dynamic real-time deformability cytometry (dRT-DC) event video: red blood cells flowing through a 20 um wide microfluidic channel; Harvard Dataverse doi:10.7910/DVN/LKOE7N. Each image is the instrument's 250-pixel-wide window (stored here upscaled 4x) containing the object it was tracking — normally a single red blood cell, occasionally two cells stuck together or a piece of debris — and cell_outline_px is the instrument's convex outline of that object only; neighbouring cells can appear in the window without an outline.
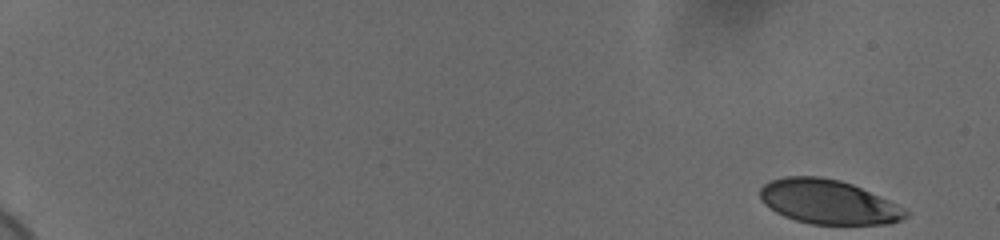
{"species": "human", "species_latin": "Homo sapiens", "temperature_condition": "cold", "stored_images_in_passage": 56, "camera_frame_rate_fps": 3000, "um_per_image_px": 0.085, "donor": {"sex": "female"}, "frame": {"image": 1, "passage_image": 1, "time_ms": 0.0, "image_size_px": [1000, 240], "cell_outline_px": [[908, 216], [900, 220], [888, 224], [812, 224], [796, 220], [784, 216], [776, 212], [764, 204], [760, 200], [760, 188], [768, 180], [784, 176], [820, 176], [840, 180], [852, 184], [888, 200], [904, 208], [908, 212]], "centroid_in_image_um": [70.36, 17.15], "position_along_channel_um": 14.6, "area_um2": 37.57}}
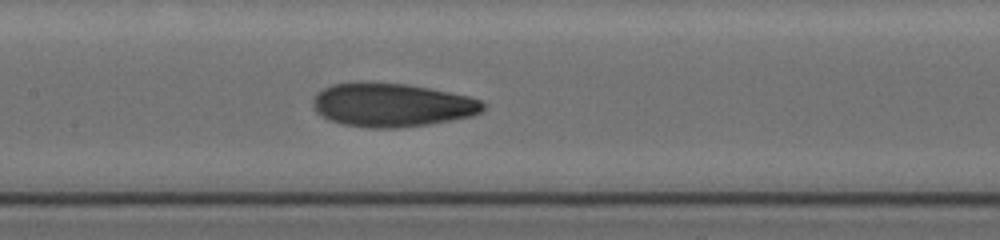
{"frame": {"image": 2, "passage_image": 30, "time_ms": 9.667, "image_size_px": [1000, 240], "cell_outline_px": [[484, 108], [480, 112], [472, 116], [428, 124], [396, 128], [372, 128], [344, 124], [328, 120], [316, 112], [312, 104], [312, 100], [324, 88], [332, 84], [360, 80], [408, 84], [468, 96], [480, 100], [484, 104]], "centroid_in_image_um": [33.26, 8.9], "position_along_channel_um": 174.1, "area_um2": 43.41}}
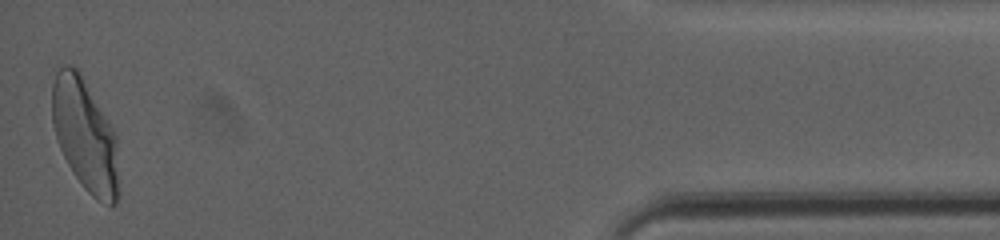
{"frame": {"image": 3, "passage_image": 56, "time_ms": 18.333, "image_size_px": [1000, 240], "cell_outline_px": [[120, 196], [116, 204], [108, 204], [96, 200], [84, 188], [72, 172], [60, 148], [52, 124], [52, 84], [56, 72], [64, 64], [68, 64], [76, 68], [80, 72], [112, 128], [116, 136]], "centroid_in_image_um": [7.23, 11.52], "position_along_channel_um": 428.0, "area_um2": 43.64}, "authors_computed_cell_mechanics": {"area_um2": 41.4426, "velocity_mm_per_s": 3.6632, "shape_relaxation_time_tau1_ms": 4.0568, "shape_relaxation_time_tau2_ms": 1.3902, "deformation_change_tau1": 0.1864, "deformation_change_tau2": 0.0717}}